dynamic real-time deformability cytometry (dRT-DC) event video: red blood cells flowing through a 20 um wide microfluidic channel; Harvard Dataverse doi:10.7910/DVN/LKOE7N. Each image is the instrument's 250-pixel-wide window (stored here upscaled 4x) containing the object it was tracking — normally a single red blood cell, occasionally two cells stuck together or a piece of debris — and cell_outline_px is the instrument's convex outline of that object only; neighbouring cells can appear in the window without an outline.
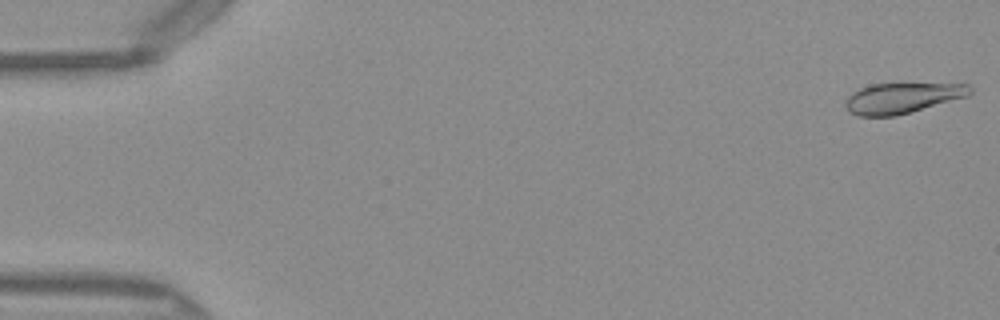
{"species": "Egyptian fruit bat (a non-hibernating species)", "species_latin": "Rousettus aegyptiacus", "temperature_condition": "warm", "stored_images_in_passage": 50, "camera_frame_rate_fps": 3000, "um_per_image_px": 0.085, "frame": {"image": 1, "passage_image": 1, "time_ms": 0.0, "image_size_px": [1000, 320], "cell_outline_px": [[972, 92], [968, 96], [896, 116], [860, 116], [848, 112], [844, 104], [848, 96], [852, 92], [868, 84], [968, 84], [972, 88]], "centroid_in_image_um": [76.65, 8.33], "position_along_channel_um": 8.3, "area_um2": 22.08}}
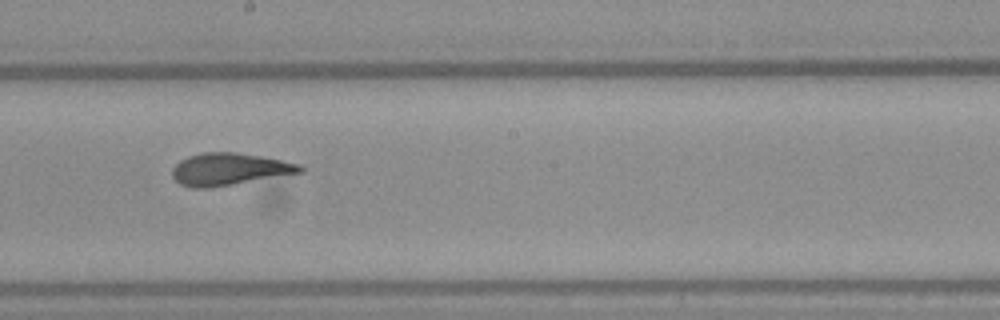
{"frame": {"image": 2, "passage_image": 28, "time_ms": 9.0, "image_size_px": [1000, 320], "cell_outline_px": [[304, 172], [212, 188], [192, 188], [180, 184], [172, 176], [172, 168], [180, 160], [188, 156], [200, 152], [236, 152], [260, 156], [300, 164], [304, 168]], "centroid_in_image_um": [19.47, 14.38], "position_along_channel_um": 228.7, "area_um2": 24.1}}
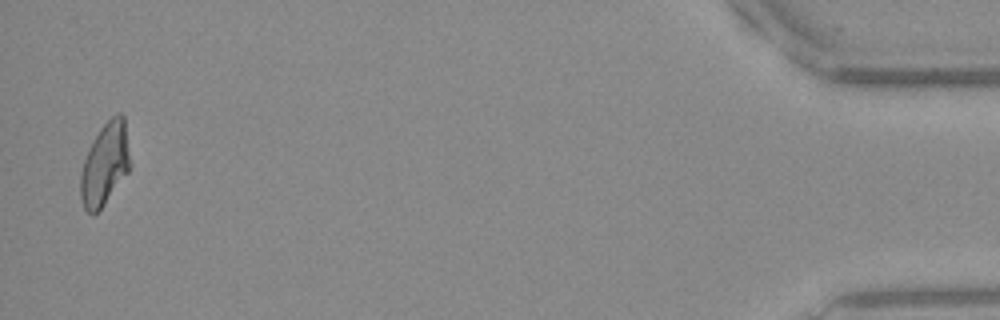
{"frame": {"image": 3, "passage_image": 49, "time_ms": 16.0, "image_size_px": [1000, 320], "cell_outline_px": [[132, 164], [128, 172], [104, 204], [92, 216], [84, 208], [80, 196], [80, 176], [84, 160], [100, 128], [116, 112], [120, 112], [124, 116]], "centroid_in_image_um": [8.95, 13.93], "position_along_channel_um": 426.3, "area_um2": 23.76}, "authors_computed_cell_mechanics": {"area_um2": 23.6402, "velocity_mm_per_s": 4.0792, "shape_relaxation_time_tau1_ms": 8.952, "shape_relaxation_time_tau2_ms": 1.6939, "deformation_change_tau1": 0.2602, "deformation_change_tau2": 0.0847}}